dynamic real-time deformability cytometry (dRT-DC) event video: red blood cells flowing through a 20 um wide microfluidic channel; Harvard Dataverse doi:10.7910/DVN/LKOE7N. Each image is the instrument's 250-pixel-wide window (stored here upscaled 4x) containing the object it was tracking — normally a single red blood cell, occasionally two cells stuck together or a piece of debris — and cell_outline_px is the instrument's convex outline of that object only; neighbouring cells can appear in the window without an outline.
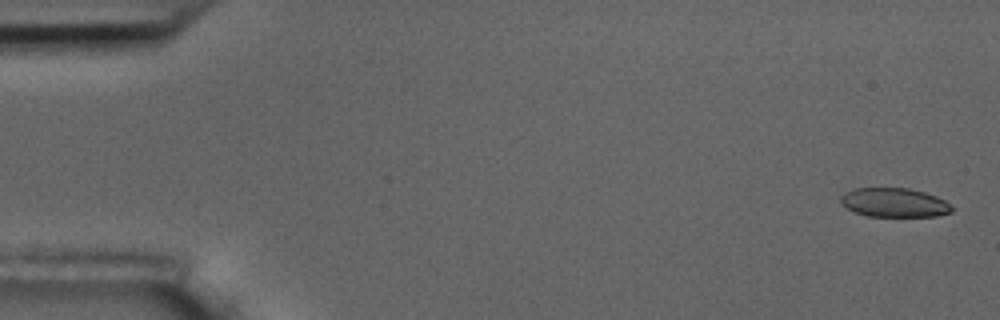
{"species": "common noctule bat (a hibernating species)", "species_latin": "Nyctalus noctula", "temperature_condition": "room temperature", "stored_images_in_passage": 6, "camera_frame_rate_fps": 3000, "um_per_image_px": 0.085, "animal": {"sex": "male", "body_mass_g": 17.5, "forearm_length_mm": 52.3}, "frame": {"image": 1, "passage_image": 1, "time_ms": 0.0, "image_size_px": [1000, 320], "cell_outline_px": [[952, 212], [936, 216], [868, 216], [856, 212], [840, 204], [840, 196], [844, 192], [856, 188], [908, 188], [924, 192], [936, 196], [944, 200], [952, 208]], "centroid_in_image_um": [75.98, 17.21], "position_along_channel_um": 9.0, "area_um2": 18.73}}